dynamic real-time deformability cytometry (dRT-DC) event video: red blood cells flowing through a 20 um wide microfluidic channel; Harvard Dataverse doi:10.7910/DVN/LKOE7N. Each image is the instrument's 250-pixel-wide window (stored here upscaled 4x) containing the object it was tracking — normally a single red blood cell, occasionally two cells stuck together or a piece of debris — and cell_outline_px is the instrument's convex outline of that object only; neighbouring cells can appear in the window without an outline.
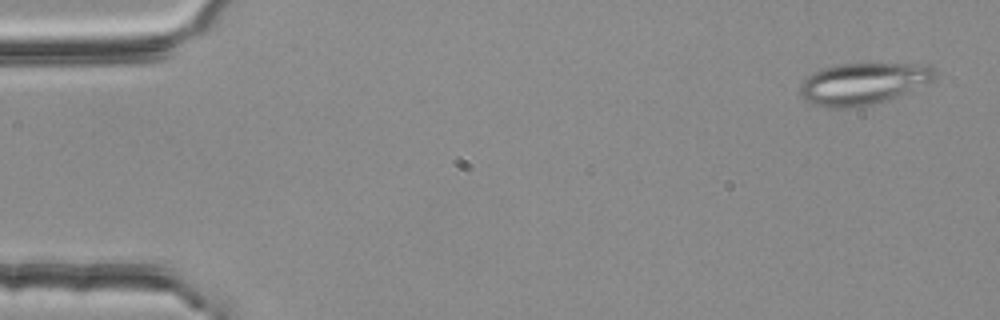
{"species": "common noctule bat (a hibernating species)", "species_latin": "Nyctalus noctula", "temperature_condition": "room temperature", "stored_images_in_passage": 4, "camera_frame_rate_fps": 3000, "um_per_image_px": 0.085, "animal": {"sex": "female", "body_mass_g": 25.1}, "frame": {"image": 1, "passage_image": 1, "time_ms": 0.0, "image_size_px": [1000, 320], "cell_outline_px": [[936, 76], [932, 80], [904, 92], [884, 100], [872, 104], [848, 108], [824, 108], [812, 104], [804, 100], [800, 92], [800, 84], [808, 76], [824, 68], [840, 64], [932, 64], [936, 68]], "centroid_in_image_um": [73.33, 7.1], "position_along_channel_um": 11.7, "area_um2": 32.31}}